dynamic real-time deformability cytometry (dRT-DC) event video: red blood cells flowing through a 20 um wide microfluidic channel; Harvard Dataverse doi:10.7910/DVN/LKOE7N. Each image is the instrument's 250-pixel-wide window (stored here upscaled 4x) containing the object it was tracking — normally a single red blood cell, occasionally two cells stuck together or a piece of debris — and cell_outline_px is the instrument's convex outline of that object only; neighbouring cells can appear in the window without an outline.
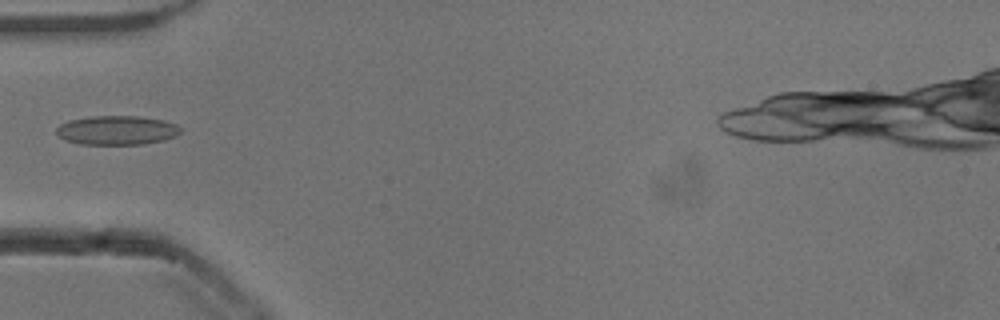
{"species": "common noctule bat (a hibernating species)", "species_latin": "Nyctalus noctula", "temperature_condition": "cold", "stored_images_in_passage": 7, "camera_frame_rate_fps": 3000, "um_per_image_px": 0.085, "animal": {"sex": "male", "body_mass_g": 13.3}, "frame": {"image": 1, "passage_image": 1, "time_ms": 0.0, "image_size_px": [1000, 320], "cell_outline_px": [[184, 128], [176, 136], [164, 140], [144, 144], [80, 144], [64, 140], [56, 132], [56, 128], [60, 124], [68, 120], [92, 116], [140, 116], [164, 120], [176, 124]], "centroid_in_image_um": [9.96, 11.07], "position_along_channel_um": 75.0, "area_um2": 21.27}}
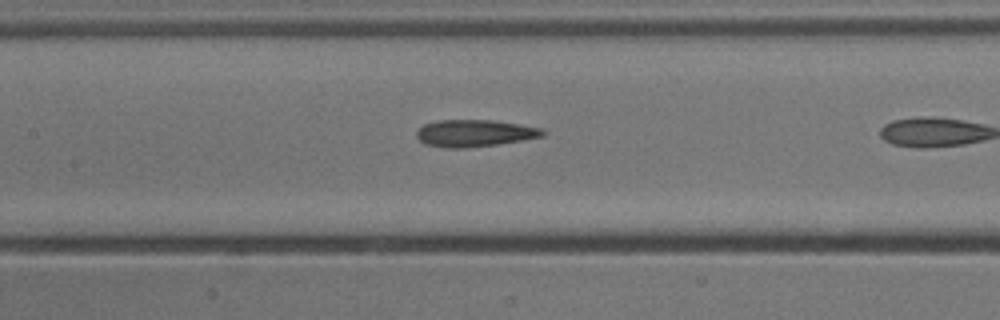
{"frame": {"image": 2, "passage_image": 5, "time_ms": 1.333, "image_size_px": [1000, 320], "cell_outline_px": [[544, 136], [496, 144], [464, 148], [444, 148], [424, 144], [416, 136], [416, 132], [424, 124], [436, 120], [492, 120], [520, 124], [544, 128]], "centroid_in_image_um": [40.32, 11.31], "position_along_channel_um": 167.1, "area_um2": 19.83}}